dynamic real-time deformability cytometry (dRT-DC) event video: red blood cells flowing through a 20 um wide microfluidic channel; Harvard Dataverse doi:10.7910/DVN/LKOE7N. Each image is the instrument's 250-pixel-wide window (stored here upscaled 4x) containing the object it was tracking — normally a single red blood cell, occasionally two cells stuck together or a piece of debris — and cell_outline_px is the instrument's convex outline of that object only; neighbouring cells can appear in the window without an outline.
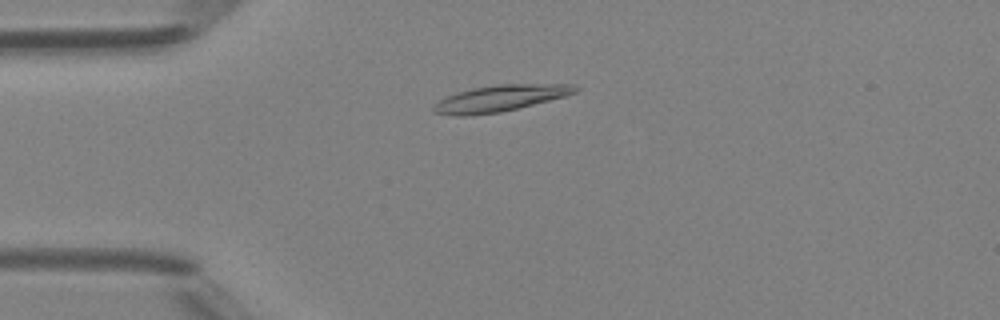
{"species": "Egyptian fruit bat (a non-hibernating species)", "species_latin": "Rousettus aegyptiacus", "temperature_condition": "room temperature", "stored_images_in_passage": 33, "camera_frame_rate_fps": 3000, "um_per_image_px": 0.085, "animal": {"sex": "female"}, "frame": {"image": 1, "passage_image": 3, "time_ms": 0.667, "image_size_px": [1000, 320], "cell_outline_px": [[580, 88], [576, 92], [564, 96], [500, 112], [464, 116], [456, 116], [432, 112], [432, 108], [440, 100], [456, 92], [472, 88], [496, 84], [572, 84]], "centroid_in_image_um": [42.48, 8.35], "position_along_channel_um": 42.5, "area_um2": 21.44}}
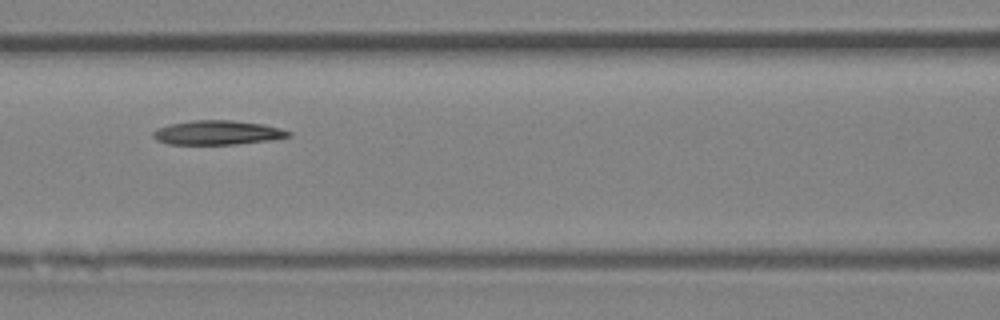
{"frame": {"image": 2, "passage_image": 12, "time_ms": 3.667, "image_size_px": [1000, 320], "cell_outline_px": [[292, 136], [272, 140], [236, 144], [168, 144], [156, 140], [152, 136], [152, 132], [156, 128], [168, 124], [192, 120], [232, 120], [264, 124], [280, 128], [292, 132]], "centroid_in_image_um": [18.48, 11.27], "position_along_channel_um": 148.1, "area_um2": 19.36}}
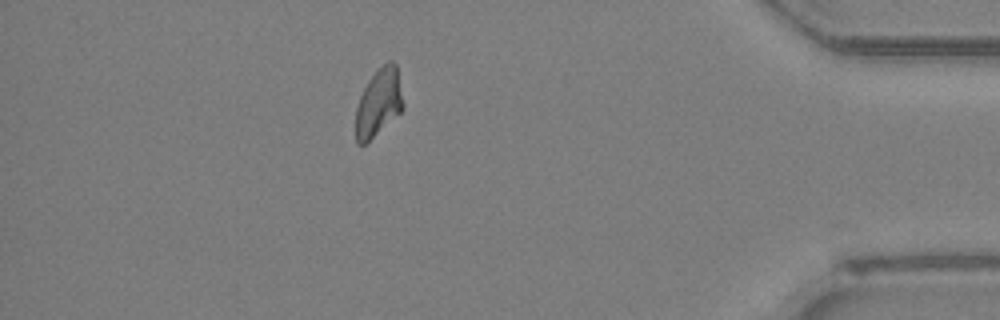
{"frame": {"image": 3, "passage_image": 33, "time_ms": 10.667, "image_size_px": [1000, 320], "cell_outline_px": [[404, 108], [400, 112], [364, 144], [356, 144], [356, 108], [360, 96], [368, 80], [388, 60], [392, 60], [396, 64], [404, 104]], "centroid_in_image_um": [32.19, 8.7], "position_along_channel_um": 403.0, "area_um2": 18.26}}